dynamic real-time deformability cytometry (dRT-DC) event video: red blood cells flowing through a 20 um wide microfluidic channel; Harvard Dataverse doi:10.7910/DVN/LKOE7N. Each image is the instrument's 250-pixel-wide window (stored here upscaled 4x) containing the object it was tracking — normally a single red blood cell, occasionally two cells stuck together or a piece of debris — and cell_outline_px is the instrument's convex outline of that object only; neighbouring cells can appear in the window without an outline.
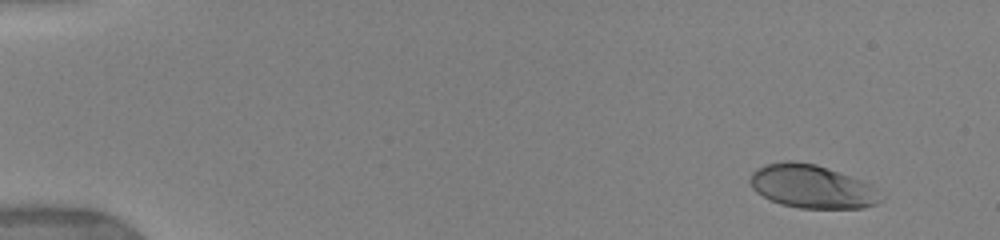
{"species": "human", "species_latin": "Homo sapiens", "temperature_condition": "warm", "stored_images_in_passage": 31, "camera_frame_rate_fps": 3000, "um_per_image_px": 0.085, "donor": {"sex": "female"}, "frame": {"image": 1, "passage_image": 1, "time_ms": 0.0, "image_size_px": [1000, 240], "cell_outline_px": [[884, 200], [876, 204], [860, 208], [800, 208], [780, 204], [756, 192], [752, 188], [748, 180], [752, 172], [756, 168], [768, 164], [784, 160], [792, 160], [816, 164], [872, 184]], "centroid_in_image_um": [69.0, 15.85], "position_along_channel_um": 16.0, "area_um2": 33.06}}
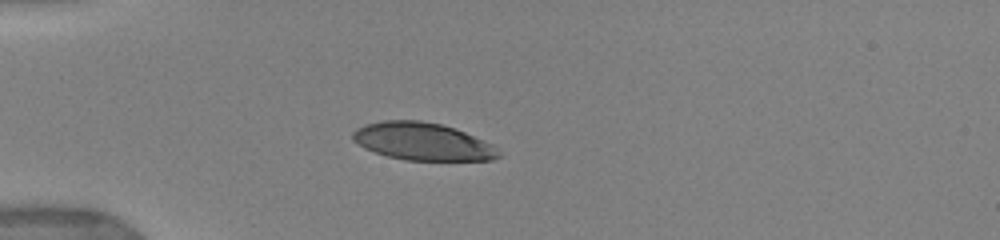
{"frame": {"image": 2, "passage_image": 25, "time_ms": 3.667, "image_size_px": [1000, 240], "cell_outline_px": [[500, 156], [492, 160], [404, 160], [388, 156], [364, 148], [352, 140], [352, 132], [356, 128], [364, 124], [380, 120], [420, 120], [440, 124], [456, 128], [492, 144], [496, 148]], "centroid_in_image_um": [35.88, 12.01], "position_along_channel_um": 49.1, "area_um2": 31.96}}